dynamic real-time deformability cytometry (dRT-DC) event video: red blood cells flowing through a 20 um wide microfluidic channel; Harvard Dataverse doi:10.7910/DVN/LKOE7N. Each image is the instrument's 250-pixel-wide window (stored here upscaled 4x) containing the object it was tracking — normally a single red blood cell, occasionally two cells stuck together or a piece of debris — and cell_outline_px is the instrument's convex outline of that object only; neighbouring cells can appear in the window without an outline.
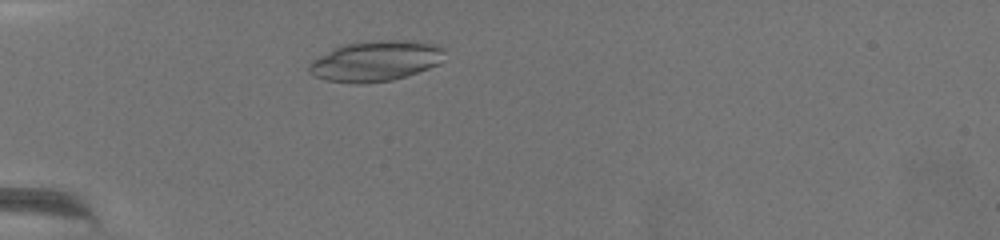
{"species": "common noctule bat (a hibernating species)", "species_latin": "Nyctalus noctula", "temperature_condition": "warm", "stored_images_in_passage": 55, "camera_frame_rate_fps": 3000, "um_per_image_px": 0.085, "animal": {"sex": "female", "body_mass_g": 19.5, "forearm_length_mm": 54.1}, "frame": {"image": 1, "passage_image": 14, "time_ms": 4.333, "image_size_px": [1000, 240], "cell_outline_px": [[444, 52], [440, 64], [392, 80], [356, 84], [328, 80], [316, 76], [308, 72], [308, 64], [312, 60], [332, 48], [344, 44], [372, 40], [404, 40], [432, 44], [444, 48]], "centroid_in_image_um": [31.89, 5.18], "position_along_channel_um": 53.1, "area_um2": 31.79}}
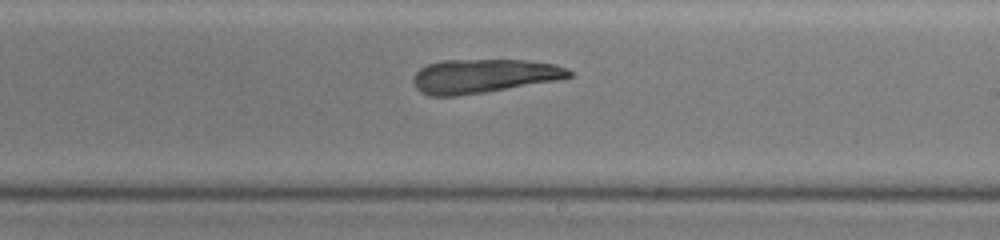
{"frame": {"image": 2, "passage_image": 36, "time_ms": 11.667, "image_size_px": [1000, 240], "cell_outline_px": [[572, 76], [556, 80], [484, 92], [456, 96], [428, 96], [420, 92], [412, 84], [412, 76], [420, 68], [428, 64], [444, 60], [528, 60], [556, 64], [568, 68], [572, 72]], "centroid_in_image_um": [41.06, 6.46], "position_along_channel_um": 247.9, "area_um2": 30.87}}
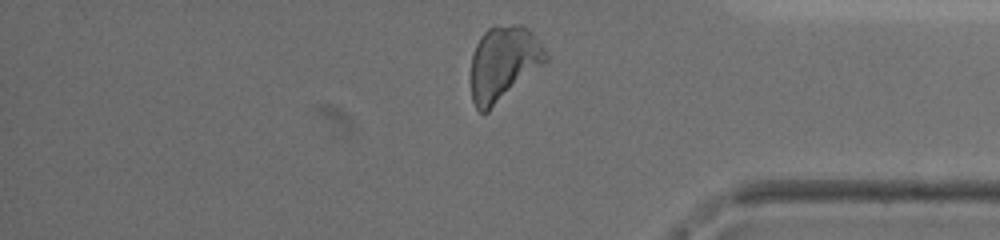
{"frame": {"image": 3, "passage_image": 52, "time_ms": 17.0, "image_size_px": [1000, 240], "cell_outline_px": [[548, 60], [488, 112], [480, 112], [476, 108], [472, 100], [472, 56], [476, 44], [480, 36], [488, 28], [496, 24], [520, 24], [528, 28], [532, 32], [548, 52]], "centroid_in_image_um": [42.81, 5.35], "position_along_channel_um": 392.4, "area_um2": 32.6}}